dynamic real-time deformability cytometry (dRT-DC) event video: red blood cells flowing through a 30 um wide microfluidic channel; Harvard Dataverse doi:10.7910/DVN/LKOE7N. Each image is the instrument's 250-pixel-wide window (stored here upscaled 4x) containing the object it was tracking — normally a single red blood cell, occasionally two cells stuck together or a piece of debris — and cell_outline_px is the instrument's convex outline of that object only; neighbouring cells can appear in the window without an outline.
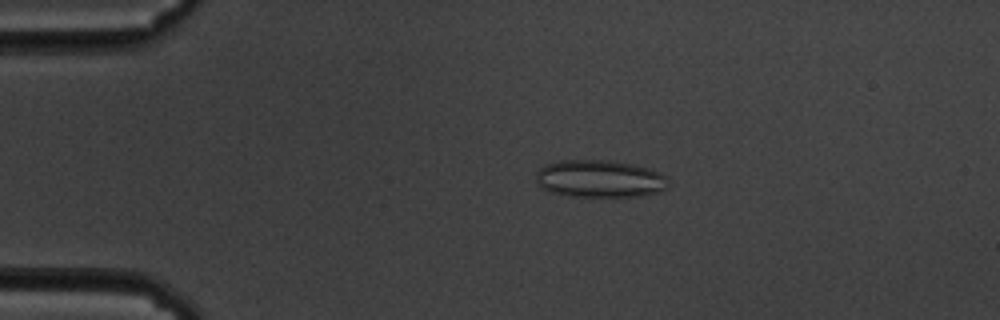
{"species": "common noctule bat (a hibernating species)", "species_latin": "Nyctalus noctula", "temperature_condition": "cold", "stored_images_in_passage": 57, "camera_frame_rate_fps": 3000, "um_per_image_px": 0.085, "animal": {"sex": "male", "body_mass_g": 19.5, "forearm_length_mm": 54.6}, "frame": {"image": 1, "passage_image": 11, "time_ms": 3.333, "image_size_px": [1000, 320], "cell_outline_px": [[668, 188], [660, 192], [644, 196], [572, 196], [548, 192], [540, 188], [536, 184], [536, 172], [540, 168], [548, 164], [560, 160], [608, 160], [632, 164], [648, 168], [668, 176]], "centroid_in_image_um": [50.98, 15.2], "position_along_channel_um": 34.0, "area_um2": 29.19}}
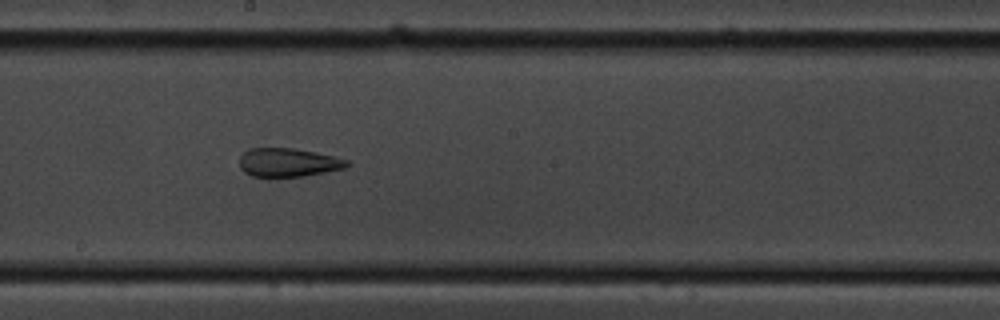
{"frame": {"image": 2, "passage_image": 31, "time_ms": 10.0, "image_size_px": [1000, 320], "cell_outline_px": [[352, 164], [344, 168], [304, 176], [268, 180], [252, 176], [244, 172], [240, 168], [240, 156], [248, 148], [292, 148], [332, 156], [348, 160]], "centroid_in_image_um": [24.43, 13.86], "position_along_channel_um": 223.8, "area_um2": 18.44}}
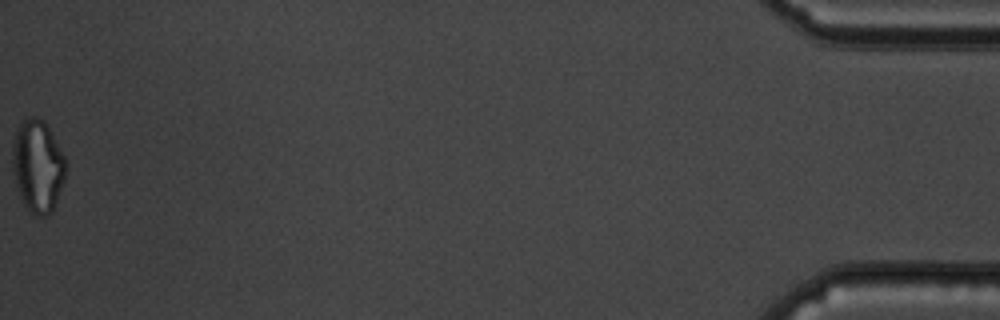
{"frame": {"image": 3, "passage_image": 57, "time_ms": 18.667, "image_size_px": [1000, 320], "cell_outline_px": [[64, 180], [52, 212], [48, 216], [36, 216], [28, 208], [20, 196], [12, 172], [12, 140], [20, 120], [32, 116], [36, 116], [44, 120], [48, 124], [64, 156]], "centroid_in_image_um": [3.17, 14.05], "position_along_channel_um": 432.0, "area_um2": 28.84}, "authors_computed_cell_mechanics": {"area_um2": 24.854, "velocity_mm_per_s": 3.49, "shape_relaxation_time_tau1_ms": null, "shape_relaxation_time_tau2_ms": 1.8268, "deformation_change_tau1": null, "deformation_change_tau2": 0.0928}}